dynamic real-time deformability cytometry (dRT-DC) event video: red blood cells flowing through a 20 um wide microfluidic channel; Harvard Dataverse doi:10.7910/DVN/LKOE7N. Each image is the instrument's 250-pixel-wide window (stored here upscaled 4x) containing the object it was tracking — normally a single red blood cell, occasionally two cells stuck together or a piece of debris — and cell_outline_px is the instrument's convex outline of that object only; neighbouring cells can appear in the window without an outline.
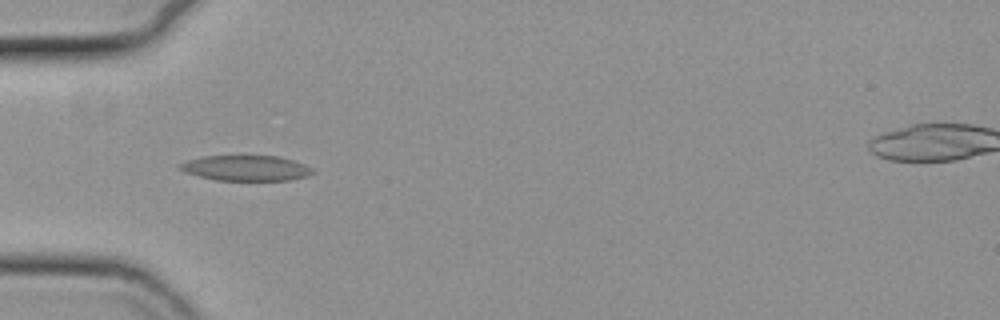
{"species": "common noctule bat (a hibernating species)", "species_latin": "Nyctalus noctula", "temperature_condition": "cold", "stored_images_in_passage": 4, "camera_frame_rate_fps": 3000, "um_per_image_px": 0.085, "animal": {"sex": "female", "body_mass_g": 19.3, "forearm_length_mm": 54.1}, "frame": {"image": 1, "passage_image": 1, "time_ms": 0.0, "image_size_px": [1000, 320], "cell_outline_px": [[316, 172], [308, 176], [288, 180], [216, 180], [184, 172], [176, 168], [176, 164], [188, 160], [204, 156], [276, 156], [292, 160], [304, 164], [312, 168]], "centroid_in_image_um": [20.88, 14.29], "position_along_channel_um": 64.1, "area_um2": 19.65}}